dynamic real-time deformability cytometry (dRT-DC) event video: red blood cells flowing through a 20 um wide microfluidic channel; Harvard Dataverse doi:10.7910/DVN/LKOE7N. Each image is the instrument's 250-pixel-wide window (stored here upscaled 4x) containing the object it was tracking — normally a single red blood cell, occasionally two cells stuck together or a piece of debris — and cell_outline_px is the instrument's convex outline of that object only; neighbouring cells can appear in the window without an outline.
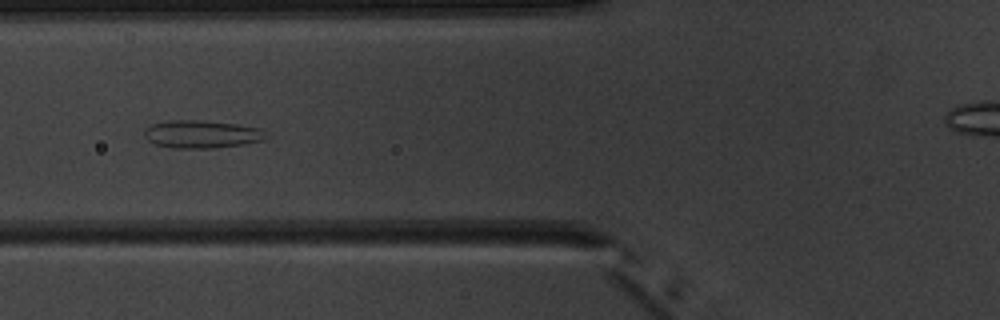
{"species": "common noctule bat (a hibernating species)", "species_latin": "Nyctalus noctula", "temperature_condition": "warm", "stored_images_in_passage": 6, "camera_frame_rate_fps": 3000, "um_per_image_px": 0.085, "animal": {"sex": "male", "body_mass_g": 20.1, "forearm_length_mm": 53.5}, "frame": {"image": 1, "passage_image": 6, "time_ms": 6.667, "image_size_px": [1000, 320], "cell_outline_px": [[268, 136], [260, 140], [244, 144], [212, 148], [172, 148], [156, 144], [148, 140], [144, 136], [144, 132], [152, 124], [168, 120], [200, 120], [236, 124], [264, 128]], "centroid_in_image_um": [17.17, 11.4], "position_along_channel_um": 108.6, "area_um2": 19.71}}